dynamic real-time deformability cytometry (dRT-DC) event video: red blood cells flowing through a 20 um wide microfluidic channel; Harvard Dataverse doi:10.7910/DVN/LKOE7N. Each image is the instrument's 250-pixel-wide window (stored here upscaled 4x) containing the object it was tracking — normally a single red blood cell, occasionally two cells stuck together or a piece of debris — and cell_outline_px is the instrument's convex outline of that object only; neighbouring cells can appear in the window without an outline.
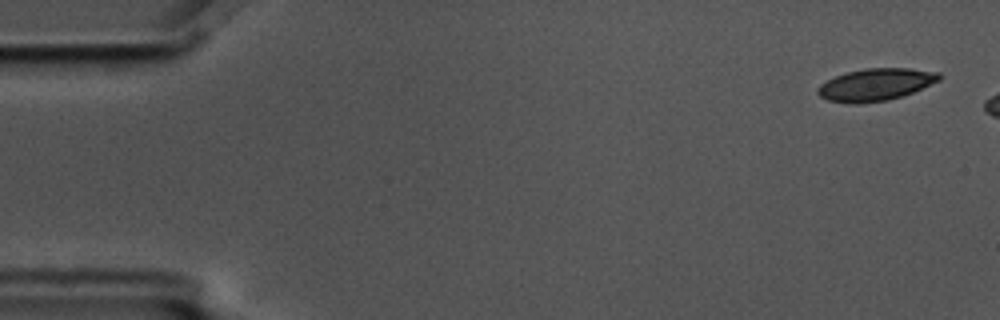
{"species": "common noctule bat (a hibernating species)", "species_latin": "Nyctalus noctula", "temperature_condition": "cold", "stored_images_in_passage": 6, "camera_frame_rate_fps": 3000, "um_per_image_px": 0.085, "animal": {"sex": "male", "body_mass_g": 17.5, "forearm_length_mm": 52.3}, "frame": {"image": 1, "passage_image": 1, "time_ms": 0.0, "image_size_px": [1000, 320], "cell_outline_px": [[940, 80], [912, 92], [888, 100], [856, 104], [848, 104], [828, 100], [820, 96], [816, 92], [816, 88], [820, 84], [836, 76], [848, 72], [868, 68], [908, 68], [940, 72]], "centroid_in_image_um": [74.4, 7.19], "position_along_channel_um": 10.6, "area_um2": 22.66}}